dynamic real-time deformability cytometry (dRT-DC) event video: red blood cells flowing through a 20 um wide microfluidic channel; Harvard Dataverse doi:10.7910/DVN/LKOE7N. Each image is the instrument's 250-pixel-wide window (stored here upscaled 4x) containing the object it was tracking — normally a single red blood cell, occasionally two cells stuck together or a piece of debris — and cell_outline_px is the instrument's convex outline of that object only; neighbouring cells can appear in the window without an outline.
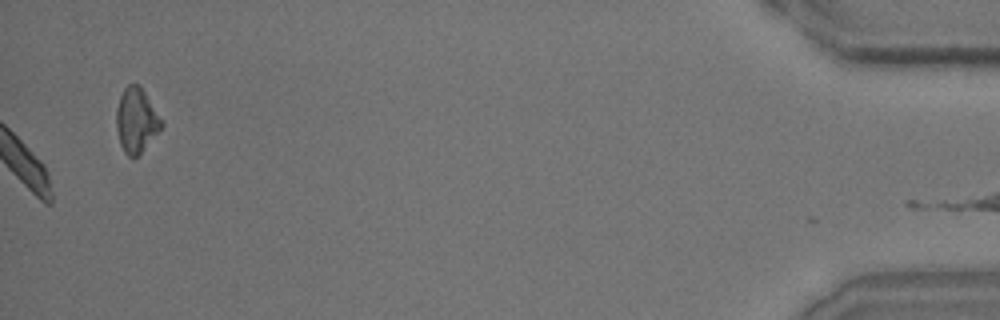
{"species": "common noctule bat (a hibernating species)", "species_latin": "Nyctalus noctula", "temperature_condition": "room temperature", "stored_images_in_passage": 46, "camera_frame_rate_fps": 3000, "um_per_image_px": 0.085, "animal": {"sex": "male", "body_mass_g": 15.6}, "frame": {"image": 1, "passage_image": 46, "time_ms": 15.0, "image_size_px": [1000, 320], "cell_outline_px": [[164, 124], [140, 152], [136, 156], [128, 156], [124, 152], [120, 144], [116, 128], [116, 108], [120, 96], [124, 88], [128, 84], [140, 84], [164, 120]], "centroid_in_image_um": [11.59, 10.17], "position_along_channel_um": 423.6, "area_um2": 16.99}}